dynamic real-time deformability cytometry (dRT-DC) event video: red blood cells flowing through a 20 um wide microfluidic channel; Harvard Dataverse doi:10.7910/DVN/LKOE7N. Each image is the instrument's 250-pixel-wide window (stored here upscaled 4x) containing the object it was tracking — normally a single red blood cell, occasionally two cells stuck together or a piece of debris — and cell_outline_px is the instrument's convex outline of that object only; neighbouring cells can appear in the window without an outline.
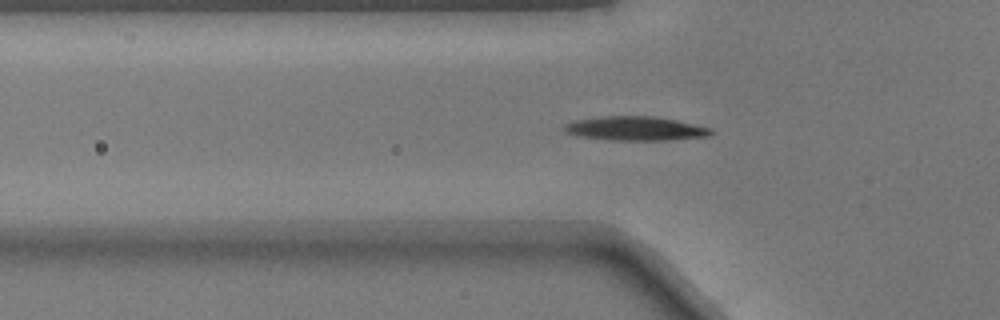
{"species": "common noctule bat (a hibernating species)", "species_latin": "Nyctalus noctula", "temperature_condition": "warm", "stored_images_in_passage": 27, "camera_frame_rate_fps": 3000, "um_per_image_px": 0.085, "animal": {"sex": "male", "body_mass_g": 17.9}, "frame": {"image": 1, "passage_image": 3, "time_ms": 0.667, "image_size_px": [1000, 320], "cell_outline_px": [[712, 132], [708, 136], [660, 140], [612, 140], [576, 136], [568, 132], [564, 128], [568, 124], [576, 120], [608, 116], [652, 116], [676, 120], [712, 128]], "centroid_in_image_um": [54.04, 10.92], "position_along_channel_um": 71.8, "area_um2": 20.11}}
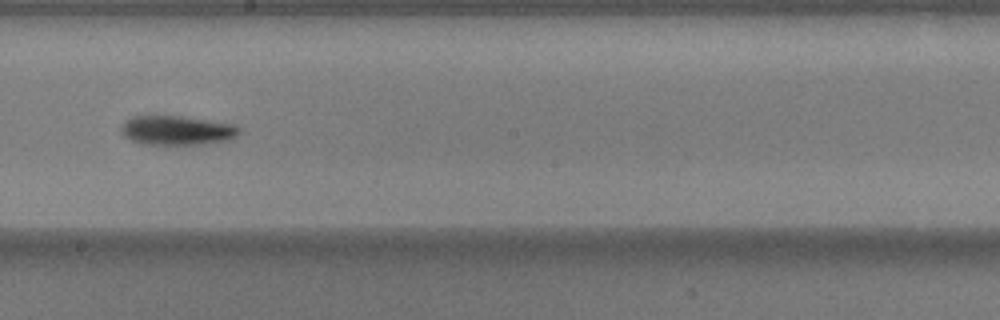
{"frame": {"image": 2, "passage_image": 15, "time_ms": 4.667, "image_size_px": [1000, 320], "cell_outline_px": [[240, 132], [236, 136], [228, 140], [204, 144], [140, 144], [124, 136], [120, 132], [120, 124], [132, 116], [184, 116], [236, 124], [240, 128]], "centroid_in_image_um": [15.03, 11.07], "position_along_channel_um": 233.2, "area_um2": 20.4}}
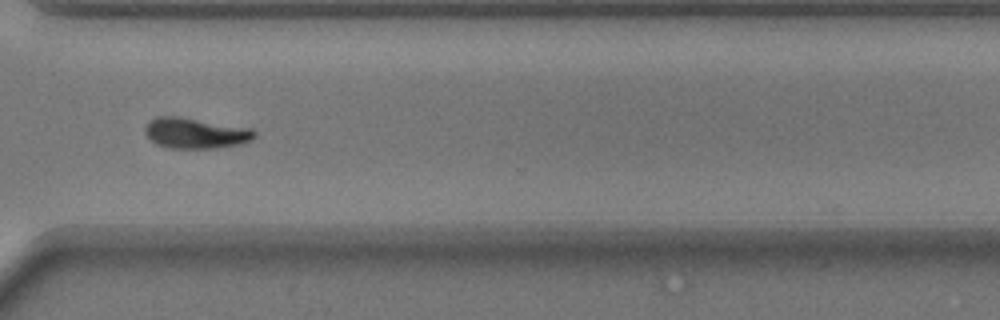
{"frame": {"image": 3, "passage_image": 24, "time_ms": 7.667, "image_size_px": [1000, 320], "cell_outline_px": [[256, 136], [252, 140], [240, 144], [216, 148], [168, 148], [156, 144], [144, 132], [144, 128], [156, 116], [180, 116], [252, 128], [256, 132]], "centroid_in_image_um": [16.65, 11.31], "position_along_channel_um": 354.0, "area_um2": 19.65}}